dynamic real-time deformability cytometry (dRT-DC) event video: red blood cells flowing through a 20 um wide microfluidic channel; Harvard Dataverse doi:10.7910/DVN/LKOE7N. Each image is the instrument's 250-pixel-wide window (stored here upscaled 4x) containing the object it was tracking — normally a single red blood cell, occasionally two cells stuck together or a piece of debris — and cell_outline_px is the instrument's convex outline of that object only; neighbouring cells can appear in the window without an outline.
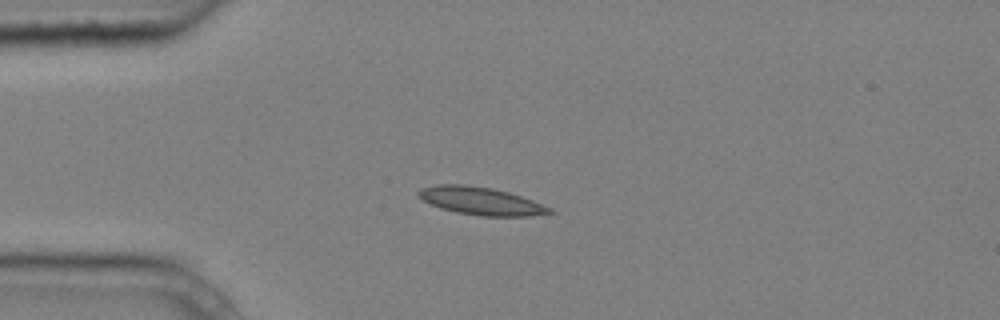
{"species": "common noctule bat (a hibernating species)", "species_latin": "Nyctalus noctula", "temperature_condition": "cold", "stored_images_in_passage": 5, "camera_frame_rate_fps": 3000, "um_per_image_px": 0.085, "animal": {"sex": "male", "body_mass_g": 20.4}, "frame": {"image": 1, "passage_image": 4, "time_ms": 1.0, "image_size_px": [1000, 320], "cell_outline_px": [[556, 212], [532, 216], [480, 216], [456, 212], [440, 208], [424, 200], [416, 192], [420, 188], [436, 184], [468, 184], [492, 188], [508, 192], [532, 200], [552, 208]], "centroid_in_image_um": [40.89, 17.08], "position_along_channel_um": 44.1, "area_um2": 21.27}}